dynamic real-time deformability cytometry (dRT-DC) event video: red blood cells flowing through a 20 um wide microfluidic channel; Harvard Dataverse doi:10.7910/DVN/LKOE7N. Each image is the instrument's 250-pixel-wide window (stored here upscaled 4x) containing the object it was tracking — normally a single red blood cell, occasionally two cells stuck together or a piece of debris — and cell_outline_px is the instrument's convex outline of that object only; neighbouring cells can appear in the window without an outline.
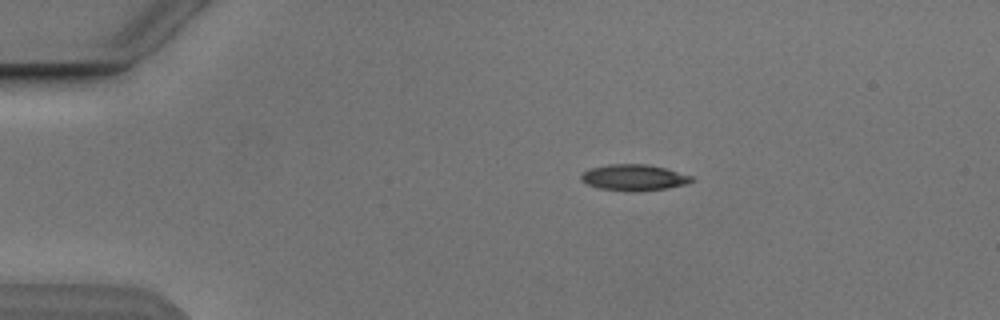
{"species": "Egyptian fruit bat (a non-hibernating species)", "species_latin": "Rousettus aegyptiacus", "temperature_condition": "cold", "stored_images_in_passage": 6, "camera_frame_rate_fps": 3000, "um_per_image_px": 0.085, "animal": {"sex": "male"}, "frame": {"image": 1, "passage_image": 6, "time_ms": 6.0, "image_size_px": [1000, 320], "cell_outline_px": [[696, 180], [688, 184], [664, 188], [636, 192], [628, 192], [600, 188], [588, 184], [580, 180], [580, 176], [588, 168], [608, 164], [648, 164], [664, 168], [692, 176]], "centroid_in_image_um": [53.87, 15.09], "position_along_channel_um": 31.1, "area_um2": 16.94}}